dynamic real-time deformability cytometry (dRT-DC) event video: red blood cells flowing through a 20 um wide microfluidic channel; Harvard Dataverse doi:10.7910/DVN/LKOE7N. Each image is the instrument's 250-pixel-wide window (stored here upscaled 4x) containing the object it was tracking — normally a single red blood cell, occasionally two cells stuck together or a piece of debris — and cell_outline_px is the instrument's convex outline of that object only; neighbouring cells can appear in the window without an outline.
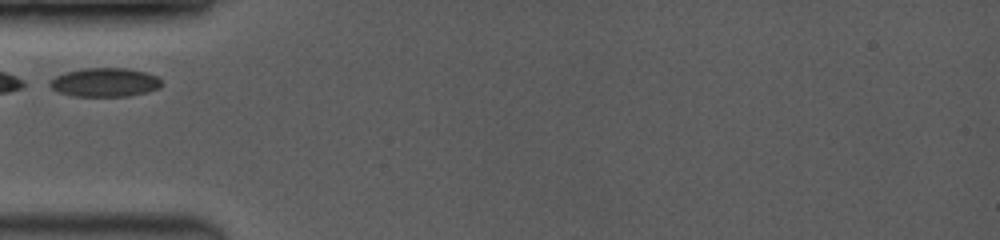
{"species": "common noctule bat (a hibernating species)", "species_latin": "Nyctalus noctula", "temperature_condition": "room temperature", "stored_images_in_passage": 14, "camera_frame_rate_fps": 3500, "um_per_image_px": 0.085, "animal": {"sex": "female", "body_mass_g": 19.0, "forearm_length_mm": 53.3}, "frame": {"image": 1, "passage_image": 1, "time_ms": 0.0, "image_size_px": [1000, 240], "cell_outline_px": [[160, 88], [148, 92], [128, 96], [72, 96], [60, 92], [52, 88], [48, 84], [48, 80], [64, 72], [84, 68], [128, 68], [144, 72], [156, 76], [160, 80]], "centroid_in_image_um": [8.88, 7.0], "position_along_channel_um": 76.1, "area_um2": 18.79}}
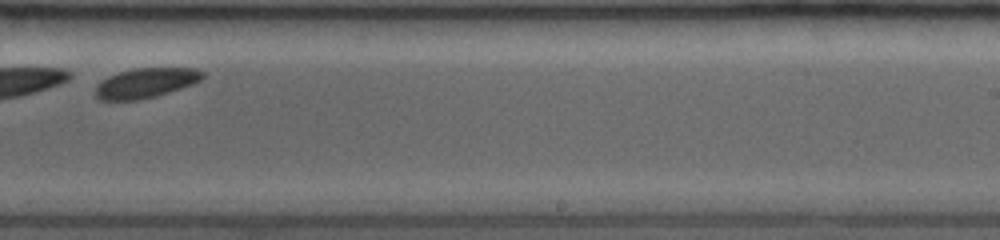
{"frame": {"image": 2, "passage_image": 10, "time_ms": 5.143, "image_size_px": [1000, 240], "cell_outline_px": [[204, 76], [200, 80], [192, 84], [156, 96], [140, 100], [100, 100], [96, 96], [96, 84], [100, 80], [108, 76], [120, 72], [136, 68], [196, 68], [204, 72]], "centroid_in_image_um": [12.37, 7.05], "position_along_channel_um": 276.6, "area_um2": 18.55}}